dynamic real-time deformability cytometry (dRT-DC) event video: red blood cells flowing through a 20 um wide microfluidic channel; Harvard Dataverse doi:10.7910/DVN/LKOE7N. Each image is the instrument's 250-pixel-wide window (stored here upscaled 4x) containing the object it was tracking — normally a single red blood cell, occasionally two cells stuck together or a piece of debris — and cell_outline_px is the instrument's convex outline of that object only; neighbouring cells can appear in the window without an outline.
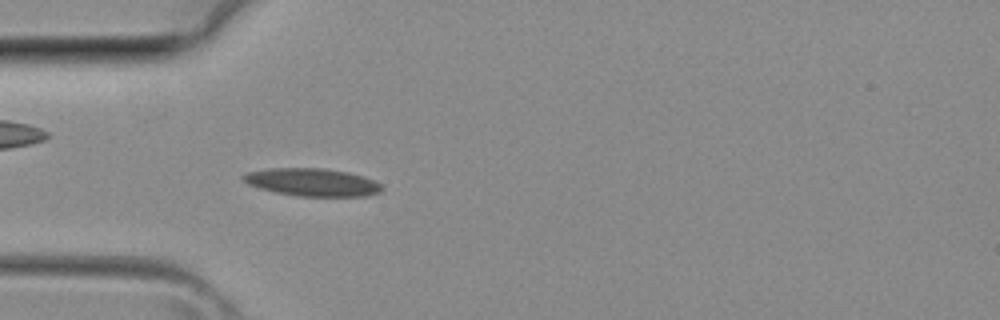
{"species": "common noctule bat (a hibernating species)", "species_latin": "Nyctalus noctula", "temperature_condition": "room temperature", "stored_images_in_passage": 32, "camera_frame_rate_fps": 3000, "um_per_image_px": 0.085, "animal": {"sex": "female", "body_mass_g": 29.2, "forearm_length_mm": 56.3}, "frame": {"image": 1, "passage_image": 5, "time_ms": 1.333, "image_size_px": [1000, 320], "cell_outline_px": [[380, 188], [372, 192], [348, 196], [312, 196], [284, 192], [252, 184], [244, 176], [256, 172], [296, 168], [340, 172], [356, 176], [368, 180], [376, 184]], "centroid_in_image_um": [26.56, 15.51], "position_along_channel_um": 58.4, "area_um2": 19.02}}
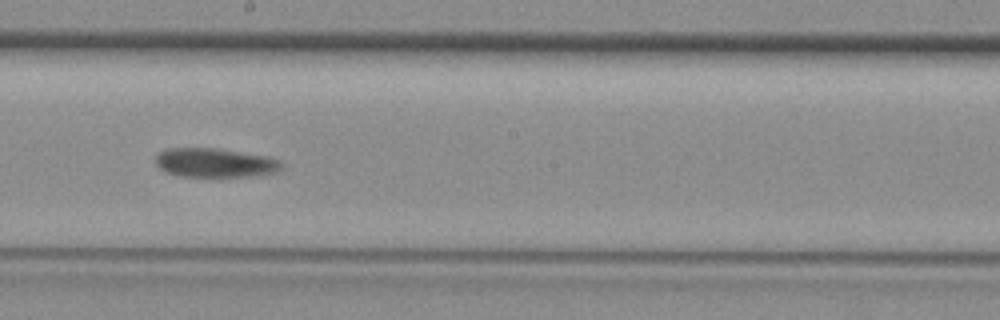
{"frame": {"image": 2, "passage_image": 15, "time_ms": 4.667, "image_size_px": [1000, 320], "cell_outline_px": [[276, 164], [272, 168], [256, 172], [220, 176], [204, 176], [172, 172], [164, 168], [160, 164], [160, 156], [164, 152], [196, 148], [252, 156], [272, 160]], "centroid_in_image_um": [18.05, 13.84], "position_along_channel_um": 230.1, "area_um2": 16.76}}
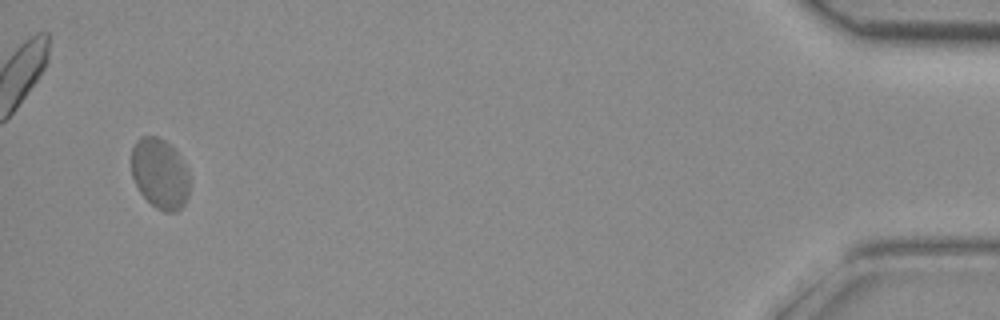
{"frame": {"image": 3, "passage_image": 31, "time_ms": 10.0, "image_size_px": [1000, 320], "cell_outline_px": [[180, 204], [176, 208], [160, 208], [148, 200], [140, 188], [132, 172], [132, 152], [136, 144], [144, 140], [148, 140], [152, 144], [180, 196]], "centroid_in_image_um": [13.05, 15.02], "position_along_channel_um": 422.1, "area_um2": 14.28}}